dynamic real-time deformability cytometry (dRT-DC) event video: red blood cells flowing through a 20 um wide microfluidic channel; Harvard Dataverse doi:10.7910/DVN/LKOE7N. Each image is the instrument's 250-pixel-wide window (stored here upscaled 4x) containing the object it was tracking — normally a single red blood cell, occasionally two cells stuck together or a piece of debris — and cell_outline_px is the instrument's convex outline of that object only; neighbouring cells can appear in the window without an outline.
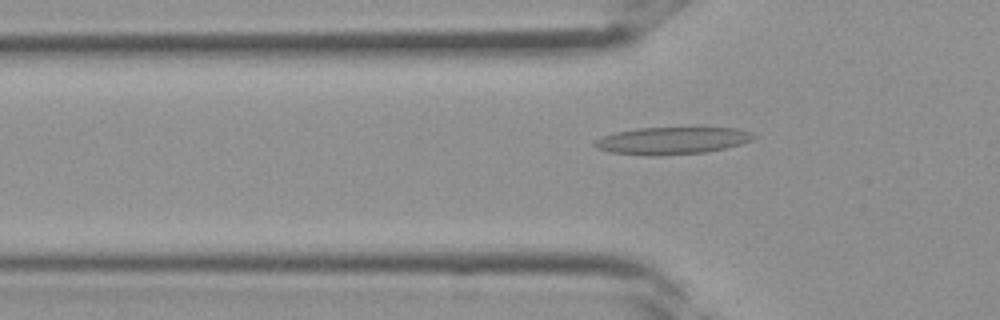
{"species": "Egyptian fruit bat (a non-hibernating species)", "species_latin": "Rousettus aegyptiacus", "temperature_condition": "room temperature", "stored_images_in_passage": 4, "camera_frame_rate_fps": 3000, "um_per_image_px": 0.085, "frame": {"image": 1, "passage_image": 4, "time_ms": 1.0, "image_size_px": [1000, 320], "cell_outline_px": [[760, 136], [752, 140], [740, 144], [724, 148], [704, 152], [656, 156], [648, 156], [608, 152], [596, 148], [592, 144], [596, 140], [604, 136], [616, 132], [636, 128], [736, 128], [752, 132]], "centroid_in_image_um": [57.13, 11.96], "position_along_channel_um": 68.7, "area_um2": 25.26}}